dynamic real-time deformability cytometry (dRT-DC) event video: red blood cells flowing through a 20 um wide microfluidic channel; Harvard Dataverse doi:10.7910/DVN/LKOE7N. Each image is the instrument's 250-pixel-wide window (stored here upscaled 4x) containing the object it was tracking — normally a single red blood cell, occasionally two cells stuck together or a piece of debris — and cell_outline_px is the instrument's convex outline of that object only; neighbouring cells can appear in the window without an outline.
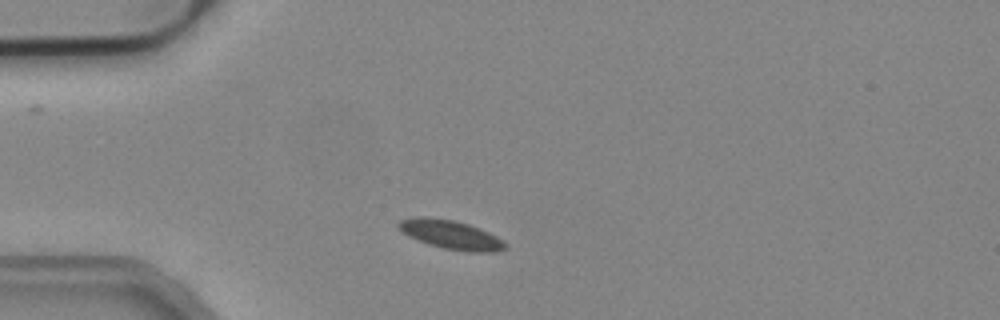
{"species": "common noctule bat (a hibernating species)", "species_latin": "Nyctalus noctula", "temperature_condition": "cold", "stored_images_in_passage": 41, "camera_frame_rate_fps": 3000, "um_per_image_px": 0.085, "animal": {"sex": "male", "body_mass_g": 19.2, "forearm_length_mm": 51.8}, "frame": {"image": 1, "passage_image": 1, "time_ms": 0.0, "image_size_px": [1000, 320], "cell_outline_px": [[508, 248], [496, 252], [468, 252], [444, 248], [428, 244], [408, 236], [396, 224], [400, 220], [416, 216], [424, 216], [452, 220], [468, 224], [480, 228], [496, 236], [508, 244]], "centroid_in_image_um": [38.35, 19.95], "position_along_channel_um": 46.6, "area_um2": 17.98}}
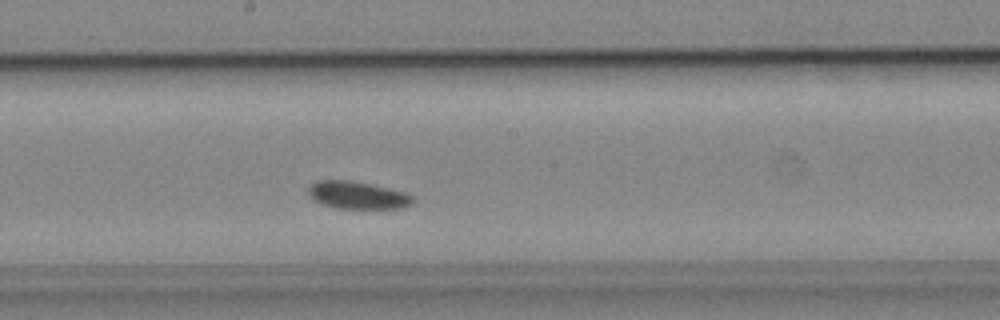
{"frame": {"image": 2, "passage_image": 16, "time_ms": 5.0, "image_size_px": [1000, 320], "cell_outline_px": [[412, 204], [404, 208], [332, 208], [320, 204], [308, 192], [308, 188], [316, 180], [352, 180], [404, 192], [412, 196]], "centroid_in_image_um": [30.36, 16.59], "position_along_channel_um": 217.8, "area_um2": 16.59}}
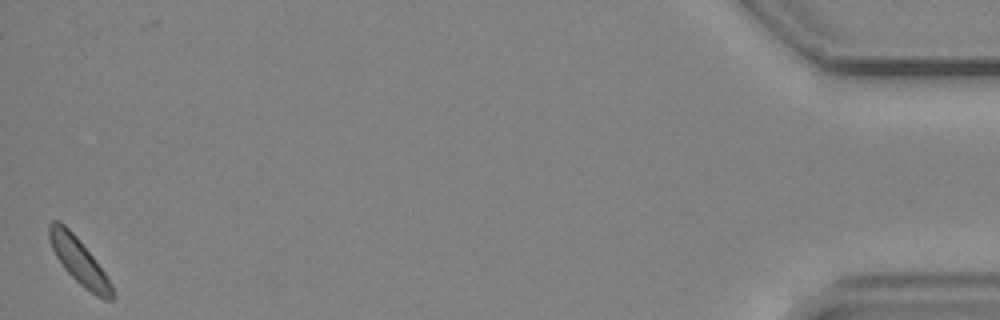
{"frame": {"image": 3, "passage_image": 40, "time_ms": 13.0, "image_size_px": [1000, 320], "cell_outline_px": [[116, 296], [112, 300], [104, 300], [96, 296], [84, 288], [64, 268], [56, 256], [52, 248], [48, 236], [48, 224], [52, 220], [60, 220], [76, 236], [92, 256], [104, 272], [112, 284]], "centroid_in_image_um": [6.72, 22.2], "position_along_channel_um": 428.5, "area_um2": 16.82}}